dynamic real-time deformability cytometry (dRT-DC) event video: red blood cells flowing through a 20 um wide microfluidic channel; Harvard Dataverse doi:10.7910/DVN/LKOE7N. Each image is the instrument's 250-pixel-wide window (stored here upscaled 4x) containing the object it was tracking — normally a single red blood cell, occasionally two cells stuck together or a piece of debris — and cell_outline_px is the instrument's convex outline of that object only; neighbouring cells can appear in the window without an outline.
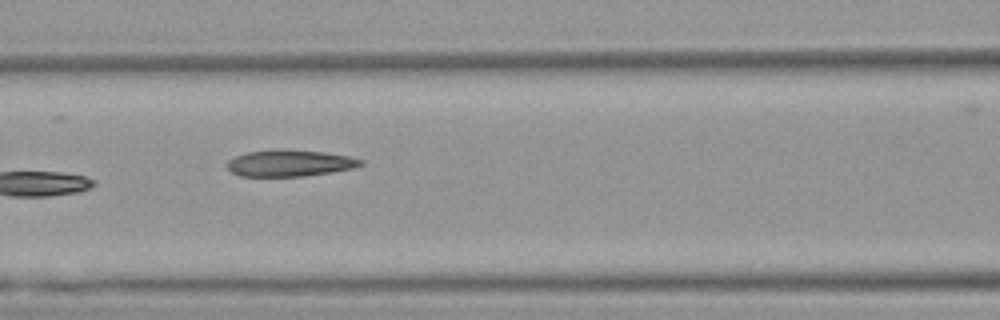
{"species": "Egyptian fruit bat (a non-hibernating species)", "species_latin": "Rousettus aegyptiacus", "temperature_condition": "warm", "stored_images_in_passage": 9, "camera_frame_rate_fps": 3000, "um_per_image_px": 0.085, "animal": {"sex": "female"}, "frame": {"image": 1, "passage_image": 6, "time_ms": 1.667, "image_size_px": [1000, 320], "cell_outline_px": [[364, 164], [356, 168], [332, 172], [304, 176], [240, 176], [232, 172], [224, 164], [228, 160], [236, 156], [248, 152], [272, 148], [280, 148], [324, 152], [348, 156], [364, 160]], "centroid_in_image_um": [24.63, 13.85], "position_along_channel_um": 142.0, "area_um2": 21.04}}
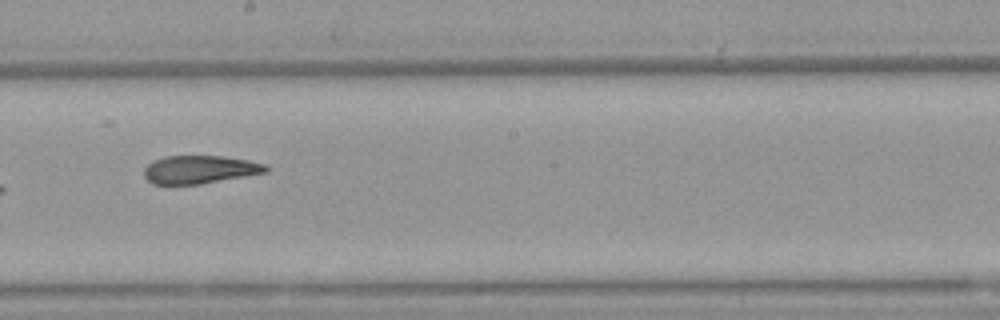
{"frame": {"image": 2, "passage_image": 8, "time_ms": 2.333, "image_size_px": [1000, 320], "cell_outline_px": [[268, 172], [200, 184], [152, 184], [144, 176], [144, 168], [152, 160], [164, 156], [224, 156], [248, 160], [268, 164]], "centroid_in_image_um": [16.98, 14.4], "position_along_channel_um": 231.2, "area_um2": 20.06}}
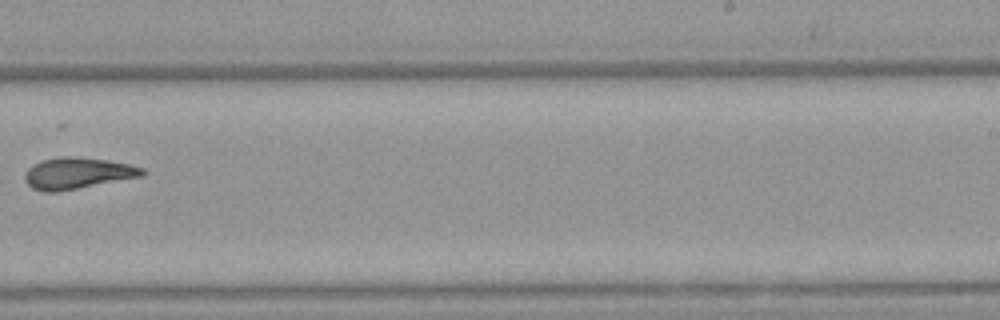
{"frame": {"image": 3, "passage_image": 9, "time_ms": 2.667, "image_size_px": [1000, 320], "cell_outline_px": [[148, 172], [144, 176], [56, 192], [44, 192], [32, 188], [24, 180], [24, 176], [28, 168], [32, 164], [44, 160], [64, 156], [72, 156], [104, 160], [128, 164], [144, 168]], "centroid_in_image_um": [6.59, 14.73], "position_along_channel_um": 282.4, "area_um2": 21.39}}